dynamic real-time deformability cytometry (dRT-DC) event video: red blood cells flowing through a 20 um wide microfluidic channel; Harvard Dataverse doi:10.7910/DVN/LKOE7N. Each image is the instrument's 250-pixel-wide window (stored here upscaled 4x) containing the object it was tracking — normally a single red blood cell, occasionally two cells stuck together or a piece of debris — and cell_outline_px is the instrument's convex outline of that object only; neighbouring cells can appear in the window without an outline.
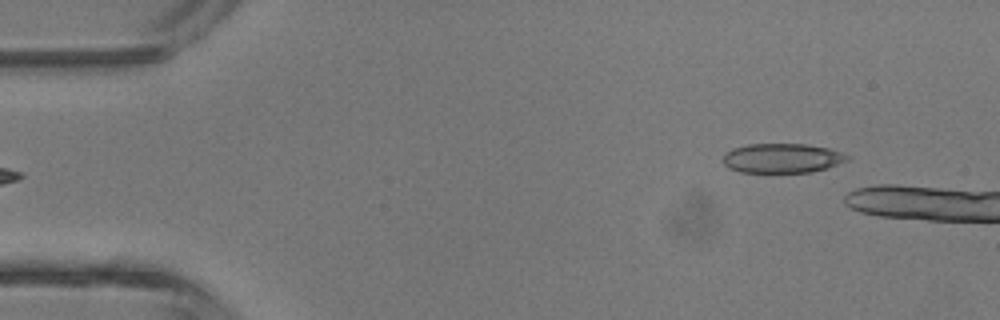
{"species": "common noctule bat (a hibernating species)", "species_latin": "Nyctalus noctula", "temperature_condition": "room temperature", "stored_images_in_passage": 5, "segment_of_instrument_passage": [2, 2], "camera_frame_rate_fps": 3000, "um_per_image_px": 0.085, "animal": {"sex": "male", "body_mass_g": 13.3}, "frame": {"image": 1, "passage_image": 5, "time_ms": 4.667, "image_size_px": [1000, 320], "cell_outline_px": [[852, 156], [848, 160], [828, 168], [812, 172], [740, 172], [728, 168], [724, 164], [724, 152], [732, 148], [748, 144], [804, 144], [828, 148]], "centroid_in_image_um": [66.48, 13.44], "position_along_channel_um": 18.5, "area_um2": 21.44}}